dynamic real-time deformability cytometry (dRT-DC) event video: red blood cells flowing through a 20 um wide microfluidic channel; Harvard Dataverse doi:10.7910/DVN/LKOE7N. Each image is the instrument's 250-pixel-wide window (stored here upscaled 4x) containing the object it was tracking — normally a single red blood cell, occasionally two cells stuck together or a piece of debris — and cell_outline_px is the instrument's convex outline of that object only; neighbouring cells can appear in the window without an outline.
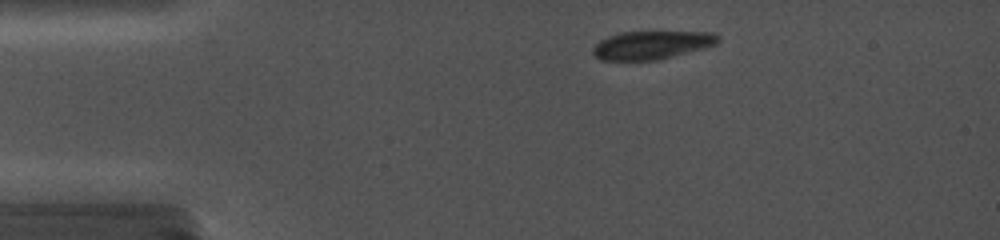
{"species": "common noctule bat (a hibernating species)", "species_latin": "Nyctalus noctula", "temperature_condition": "cold", "stored_images_in_passage": 29, "camera_frame_rate_fps": 5000, "um_per_image_px": 0.085, "animal": {"sex": "female", "body_mass_g": 19.0, "forearm_length_mm": 56.7}, "frame": {"image": 1, "passage_image": 2, "time_ms": 0.6, "image_size_px": [1000, 240], "cell_outline_px": [[720, 40], [716, 44], [704, 48], [660, 60], [600, 60], [592, 52], [592, 48], [600, 40], [608, 36], [620, 32], [716, 32], [720, 36]], "centroid_in_image_um": [55.42, 3.83], "position_along_channel_um": 29.6, "area_um2": 20.75}}
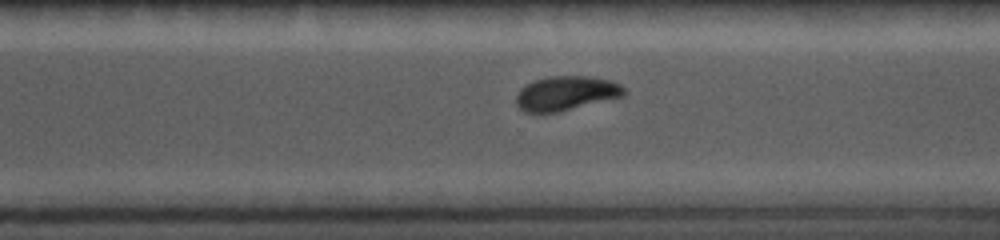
{"frame": {"image": 2, "passage_image": 20, "time_ms": 9.8, "image_size_px": [1000, 240], "cell_outline_px": [[628, 92], [624, 96], [556, 112], [528, 112], [520, 108], [516, 104], [516, 96], [520, 88], [536, 80], [548, 76], [584, 76], [608, 80], [620, 84]], "centroid_in_image_um": [48.12, 7.92], "position_along_channel_um": 322.5, "area_um2": 21.27}}
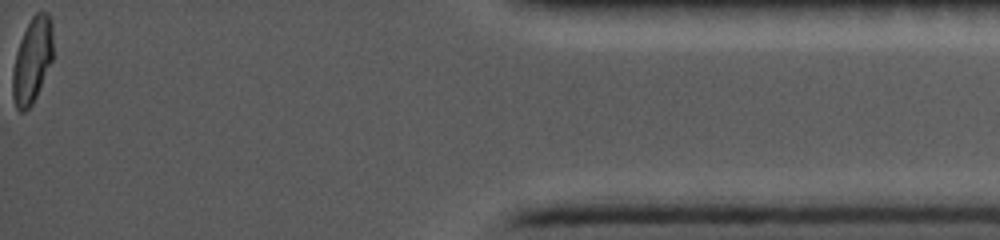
{"frame": {"image": 3, "passage_image": 29, "time_ms": 14.2, "image_size_px": [1000, 240], "cell_outline_px": [[52, 60], [36, 96], [32, 104], [24, 112], [20, 112], [16, 108], [12, 96], [12, 72], [16, 52], [20, 40], [32, 16], [36, 12], [48, 12], [52, 16]], "centroid_in_image_um": [2.73, 5.12], "position_along_channel_um": 432.5, "area_um2": 20.11}}